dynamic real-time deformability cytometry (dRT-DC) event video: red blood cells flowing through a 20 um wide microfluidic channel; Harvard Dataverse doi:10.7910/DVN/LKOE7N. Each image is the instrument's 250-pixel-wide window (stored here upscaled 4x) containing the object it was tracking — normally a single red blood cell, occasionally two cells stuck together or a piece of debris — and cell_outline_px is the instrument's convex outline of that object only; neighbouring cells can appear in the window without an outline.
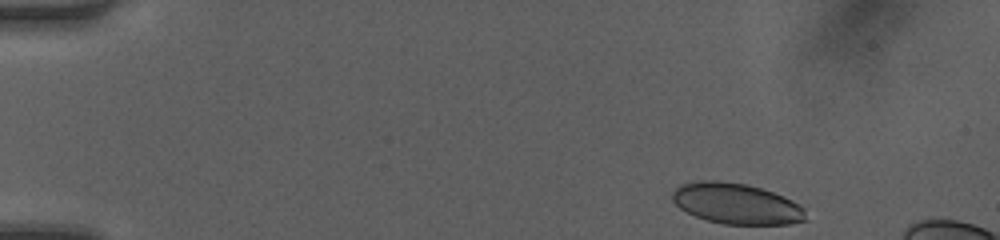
{"species": "human", "species_latin": "Homo sapiens", "temperature_condition": "room temperature", "stored_images_in_passage": 42, "camera_frame_rate_fps": 3000, "um_per_image_px": 0.085, "donor": {"sex": "female"}, "frame": {"image": 1, "passage_image": 1, "time_ms": 0.0, "image_size_px": [1000, 240], "cell_outline_px": [[808, 220], [788, 224], [724, 224], [708, 220], [696, 216], [680, 208], [672, 200], [672, 192], [680, 184], [696, 180], [716, 180], [748, 184], [784, 196], [792, 200], [804, 208]], "centroid_in_image_um": [62.6, 17.3], "position_along_channel_um": 22.4, "area_um2": 31.79}}
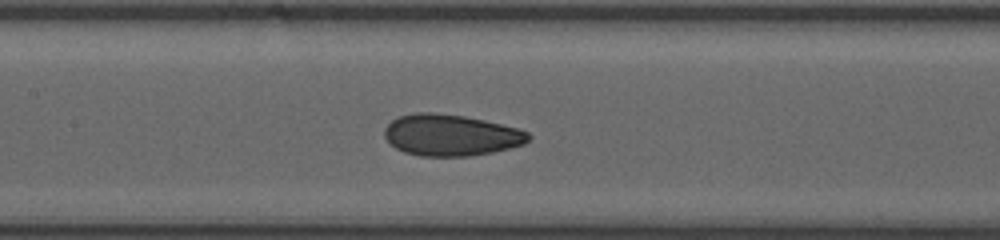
{"frame": {"image": 2, "passage_image": 19, "time_ms": 6.0, "image_size_px": [1000, 240], "cell_outline_px": [[532, 136], [524, 144], [492, 152], [472, 156], [420, 156], [404, 152], [396, 148], [384, 136], [384, 128], [392, 120], [400, 116], [416, 112], [432, 112], [464, 116], [484, 120], [516, 128], [528, 132]], "centroid_in_image_um": [38.31, 11.49], "position_along_channel_um": 169.1, "area_um2": 34.62}}
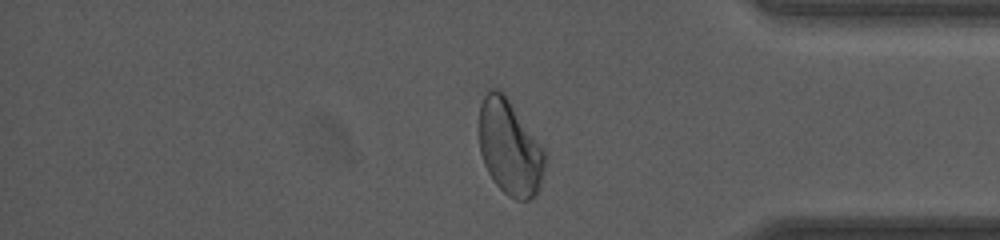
{"frame": {"image": 3, "passage_image": 36, "time_ms": 11.667, "image_size_px": [1000, 240], "cell_outline_px": [[544, 168], [540, 184], [536, 196], [528, 200], [516, 200], [508, 196], [492, 180], [484, 164], [480, 152], [480, 104], [484, 96], [492, 88], [496, 88], [504, 92], [544, 148]], "centroid_in_image_um": [43.33, 12.55], "position_along_channel_um": 391.9, "area_um2": 36.41}}